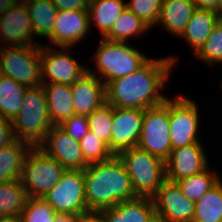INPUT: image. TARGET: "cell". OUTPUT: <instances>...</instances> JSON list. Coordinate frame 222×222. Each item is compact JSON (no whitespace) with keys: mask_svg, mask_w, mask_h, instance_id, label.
I'll return each mask as SVG.
<instances>
[{"mask_svg":"<svg viewBox=\"0 0 222 222\" xmlns=\"http://www.w3.org/2000/svg\"><path fill=\"white\" fill-rule=\"evenodd\" d=\"M144 109L113 106L111 153L118 156L122 151L137 147L143 126Z\"/></svg>","mask_w":222,"mask_h":222,"instance_id":"obj_14","label":"cell"},{"mask_svg":"<svg viewBox=\"0 0 222 222\" xmlns=\"http://www.w3.org/2000/svg\"><path fill=\"white\" fill-rule=\"evenodd\" d=\"M218 21L219 16L217 12L196 9L179 38L185 39V42L187 41L188 45L194 49L195 55L210 36L213 27Z\"/></svg>","mask_w":222,"mask_h":222,"instance_id":"obj_23","label":"cell"},{"mask_svg":"<svg viewBox=\"0 0 222 222\" xmlns=\"http://www.w3.org/2000/svg\"><path fill=\"white\" fill-rule=\"evenodd\" d=\"M47 109L53 125H61L75 115L71 86L59 83H42Z\"/></svg>","mask_w":222,"mask_h":222,"instance_id":"obj_20","label":"cell"},{"mask_svg":"<svg viewBox=\"0 0 222 222\" xmlns=\"http://www.w3.org/2000/svg\"><path fill=\"white\" fill-rule=\"evenodd\" d=\"M155 213L165 222H192L195 203L189 200L177 183L165 180L152 197Z\"/></svg>","mask_w":222,"mask_h":222,"instance_id":"obj_13","label":"cell"},{"mask_svg":"<svg viewBox=\"0 0 222 222\" xmlns=\"http://www.w3.org/2000/svg\"><path fill=\"white\" fill-rule=\"evenodd\" d=\"M197 104L186 96L169 98V123L172 150L200 142L197 134L199 116Z\"/></svg>","mask_w":222,"mask_h":222,"instance_id":"obj_10","label":"cell"},{"mask_svg":"<svg viewBox=\"0 0 222 222\" xmlns=\"http://www.w3.org/2000/svg\"><path fill=\"white\" fill-rule=\"evenodd\" d=\"M33 145L15 139L6 147L0 148V183L21 178L24 162Z\"/></svg>","mask_w":222,"mask_h":222,"instance_id":"obj_22","label":"cell"},{"mask_svg":"<svg viewBox=\"0 0 222 222\" xmlns=\"http://www.w3.org/2000/svg\"><path fill=\"white\" fill-rule=\"evenodd\" d=\"M34 32L26 3L15 2L0 16V42L5 47L41 45L33 41Z\"/></svg>","mask_w":222,"mask_h":222,"instance_id":"obj_15","label":"cell"},{"mask_svg":"<svg viewBox=\"0 0 222 222\" xmlns=\"http://www.w3.org/2000/svg\"><path fill=\"white\" fill-rule=\"evenodd\" d=\"M15 139L38 146L46 137L53 123L47 109L43 86L28 87L18 115L12 121Z\"/></svg>","mask_w":222,"mask_h":222,"instance_id":"obj_3","label":"cell"},{"mask_svg":"<svg viewBox=\"0 0 222 222\" xmlns=\"http://www.w3.org/2000/svg\"><path fill=\"white\" fill-rule=\"evenodd\" d=\"M219 22L222 24V17H219Z\"/></svg>","mask_w":222,"mask_h":222,"instance_id":"obj_48","label":"cell"},{"mask_svg":"<svg viewBox=\"0 0 222 222\" xmlns=\"http://www.w3.org/2000/svg\"><path fill=\"white\" fill-rule=\"evenodd\" d=\"M28 198L21 179L0 183V217L20 216Z\"/></svg>","mask_w":222,"mask_h":222,"instance_id":"obj_27","label":"cell"},{"mask_svg":"<svg viewBox=\"0 0 222 222\" xmlns=\"http://www.w3.org/2000/svg\"><path fill=\"white\" fill-rule=\"evenodd\" d=\"M80 222H105L99 212H89L81 215Z\"/></svg>","mask_w":222,"mask_h":222,"instance_id":"obj_41","label":"cell"},{"mask_svg":"<svg viewBox=\"0 0 222 222\" xmlns=\"http://www.w3.org/2000/svg\"><path fill=\"white\" fill-rule=\"evenodd\" d=\"M27 87L12 78L0 77V115L11 121L18 115Z\"/></svg>","mask_w":222,"mask_h":222,"instance_id":"obj_26","label":"cell"},{"mask_svg":"<svg viewBox=\"0 0 222 222\" xmlns=\"http://www.w3.org/2000/svg\"><path fill=\"white\" fill-rule=\"evenodd\" d=\"M105 222H149L155 215L152 198L137 196L99 211Z\"/></svg>","mask_w":222,"mask_h":222,"instance_id":"obj_19","label":"cell"},{"mask_svg":"<svg viewBox=\"0 0 222 222\" xmlns=\"http://www.w3.org/2000/svg\"><path fill=\"white\" fill-rule=\"evenodd\" d=\"M137 147L166 161L172 151L169 123V99L144 109L143 126Z\"/></svg>","mask_w":222,"mask_h":222,"instance_id":"obj_8","label":"cell"},{"mask_svg":"<svg viewBox=\"0 0 222 222\" xmlns=\"http://www.w3.org/2000/svg\"><path fill=\"white\" fill-rule=\"evenodd\" d=\"M15 2L16 0H0V16L11 8Z\"/></svg>","mask_w":222,"mask_h":222,"instance_id":"obj_42","label":"cell"},{"mask_svg":"<svg viewBox=\"0 0 222 222\" xmlns=\"http://www.w3.org/2000/svg\"><path fill=\"white\" fill-rule=\"evenodd\" d=\"M57 10H88L89 0H51Z\"/></svg>","mask_w":222,"mask_h":222,"instance_id":"obj_38","label":"cell"},{"mask_svg":"<svg viewBox=\"0 0 222 222\" xmlns=\"http://www.w3.org/2000/svg\"><path fill=\"white\" fill-rule=\"evenodd\" d=\"M79 143L84 160L88 165L106 161L113 156L108 145L91 132H89L86 137L82 138Z\"/></svg>","mask_w":222,"mask_h":222,"instance_id":"obj_33","label":"cell"},{"mask_svg":"<svg viewBox=\"0 0 222 222\" xmlns=\"http://www.w3.org/2000/svg\"><path fill=\"white\" fill-rule=\"evenodd\" d=\"M83 175L86 205L90 212H99L137 197L127 170L116 155L106 161L89 164Z\"/></svg>","mask_w":222,"mask_h":222,"instance_id":"obj_2","label":"cell"},{"mask_svg":"<svg viewBox=\"0 0 222 222\" xmlns=\"http://www.w3.org/2000/svg\"><path fill=\"white\" fill-rule=\"evenodd\" d=\"M2 76V68H1V63H0V77Z\"/></svg>","mask_w":222,"mask_h":222,"instance_id":"obj_47","label":"cell"},{"mask_svg":"<svg viewBox=\"0 0 222 222\" xmlns=\"http://www.w3.org/2000/svg\"><path fill=\"white\" fill-rule=\"evenodd\" d=\"M149 222H165L161 217L155 215Z\"/></svg>","mask_w":222,"mask_h":222,"instance_id":"obj_44","label":"cell"},{"mask_svg":"<svg viewBox=\"0 0 222 222\" xmlns=\"http://www.w3.org/2000/svg\"><path fill=\"white\" fill-rule=\"evenodd\" d=\"M220 0H192L196 9L217 11Z\"/></svg>","mask_w":222,"mask_h":222,"instance_id":"obj_39","label":"cell"},{"mask_svg":"<svg viewBox=\"0 0 222 222\" xmlns=\"http://www.w3.org/2000/svg\"><path fill=\"white\" fill-rule=\"evenodd\" d=\"M216 12L219 17H222V0L219 1L218 10Z\"/></svg>","mask_w":222,"mask_h":222,"instance_id":"obj_45","label":"cell"},{"mask_svg":"<svg viewBox=\"0 0 222 222\" xmlns=\"http://www.w3.org/2000/svg\"><path fill=\"white\" fill-rule=\"evenodd\" d=\"M192 222H222L221 180L195 202V215Z\"/></svg>","mask_w":222,"mask_h":222,"instance_id":"obj_28","label":"cell"},{"mask_svg":"<svg viewBox=\"0 0 222 222\" xmlns=\"http://www.w3.org/2000/svg\"><path fill=\"white\" fill-rule=\"evenodd\" d=\"M195 10L192 0H163L157 23L180 37Z\"/></svg>","mask_w":222,"mask_h":222,"instance_id":"obj_21","label":"cell"},{"mask_svg":"<svg viewBox=\"0 0 222 222\" xmlns=\"http://www.w3.org/2000/svg\"><path fill=\"white\" fill-rule=\"evenodd\" d=\"M59 48L58 50L41 45V80L42 83H59L71 86L88 71V67H84L71 55L69 56L71 47Z\"/></svg>","mask_w":222,"mask_h":222,"instance_id":"obj_11","label":"cell"},{"mask_svg":"<svg viewBox=\"0 0 222 222\" xmlns=\"http://www.w3.org/2000/svg\"><path fill=\"white\" fill-rule=\"evenodd\" d=\"M56 214L42 197H29L20 218L21 222H53Z\"/></svg>","mask_w":222,"mask_h":222,"instance_id":"obj_32","label":"cell"},{"mask_svg":"<svg viewBox=\"0 0 222 222\" xmlns=\"http://www.w3.org/2000/svg\"><path fill=\"white\" fill-rule=\"evenodd\" d=\"M95 52L94 61L98 69L93 72L88 68V71L97 77L100 74L105 85L116 78L133 73L149 59L127 42L112 41L103 37Z\"/></svg>","mask_w":222,"mask_h":222,"instance_id":"obj_4","label":"cell"},{"mask_svg":"<svg viewBox=\"0 0 222 222\" xmlns=\"http://www.w3.org/2000/svg\"><path fill=\"white\" fill-rule=\"evenodd\" d=\"M200 142L173 149L165 161V178L177 182L204 171L209 165Z\"/></svg>","mask_w":222,"mask_h":222,"instance_id":"obj_16","label":"cell"},{"mask_svg":"<svg viewBox=\"0 0 222 222\" xmlns=\"http://www.w3.org/2000/svg\"><path fill=\"white\" fill-rule=\"evenodd\" d=\"M80 215L57 213L53 222H80Z\"/></svg>","mask_w":222,"mask_h":222,"instance_id":"obj_40","label":"cell"},{"mask_svg":"<svg viewBox=\"0 0 222 222\" xmlns=\"http://www.w3.org/2000/svg\"><path fill=\"white\" fill-rule=\"evenodd\" d=\"M56 213L84 215L87 209L83 170H65L60 180L43 197Z\"/></svg>","mask_w":222,"mask_h":222,"instance_id":"obj_9","label":"cell"},{"mask_svg":"<svg viewBox=\"0 0 222 222\" xmlns=\"http://www.w3.org/2000/svg\"><path fill=\"white\" fill-rule=\"evenodd\" d=\"M31 25L35 36H52L57 8L51 0H30L26 2Z\"/></svg>","mask_w":222,"mask_h":222,"instance_id":"obj_25","label":"cell"},{"mask_svg":"<svg viewBox=\"0 0 222 222\" xmlns=\"http://www.w3.org/2000/svg\"><path fill=\"white\" fill-rule=\"evenodd\" d=\"M90 28L88 10H58L50 41L56 47H72ZM75 44V45H74Z\"/></svg>","mask_w":222,"mask_h":222,"instance_id":"obj_17","label":"cell"},{"mask_svg":"<svg viewBox=\"0 0 222 222\" xmlns=\"http://www.w3.org/2000/svg\"><path fill=\"white\" fill-rule=\"evenodd\" d=\"M14 140L12 121L0 115V148L8 146Z\"/></svg>","mask_w":222,"mask_h":222,"instance_id":"obj_37","label":"cell"},{"mask_svg":"<svg viewBox=\"0 0 222 222\" xmlns=\"http://www.w3.org/2000/svg\"><path fill=\"white\" fill-rule=\"evenodd\" d=\"M195 55L209 65L222 63V24L219 21Z\"/></svg>","mask_w":222,"mask_h":222,"instance_id":"obj_34","label":"cell"},{"mask_svg":"<svg viewBox=\"0 0 222 222\" xmlns=\"http://www.w3.org/2000/svg\"><path fill=\"white\" fill-rule=\"evenodd\" d=\"M71 92L75 115H90L106 103V85L89 71L73 85Z\"/></svg>","mask_w":222,"mask_h":222,"instance_id":"obj_18","label":"cell"},{"mask_svg":"<svg viewBox=\"0 0 222 222\" xmlns=\"http://www.w3.org/2000/svg\"><path fill=\"white\" fill-rule=\"evenodd\" d=\"M150 29L142 20L127 8L117 17L103 38L112 41L127 42L133 36L141 35Z\"/></svg>","mask_w":222,"mask_h":222,"instance_id":"obj_29","label":"cell"},{"mask_svg":"<svg viewBox=\"0 0 222 222\" xmlns=\"http://www.w3.org/2000/svg\"><path fill=\"white\" fill-rule=\"evenodd\" d=\"M125 9L126 3L123 0H90L88 6L90 26L92 22L95 23L103 37Z\"/></svg>","mask_w":222,"mask_h":222,"instance_id":"obj_24","label":"cell"},{"mask_svg":"<svg viewBox=\"0 0 222 222\" xmlns=\"http://www.w3.org/2000/svg\"><path fill=\"white\" fill-rule=\"evenodd\" d=\"M0 222H21L20 216H4L0 217Z\"/></svg>","mask_w":222,"mask_h":222,"instance_id":"obj_43","label":"cell"},{"mask_svg":"<svg viewBox=\"0 0 222 222\" xmlns=\"http://www.w3.org/2000/svg\"><path fill=\"white\" fill-rule=\"evenodd\" d=\"M28 1H30V0H16V2H21V3H26Z\"/></svg>","mask_w":222,"mask_h":222,"instance_id":"obj_46","label":"cell"},{"mask_svg":"<svg viewBox=\"0 0 222 222\" xmlns=\"http://www.w3.org/2000/svg\"><path fill=\"white\" fill-rule=\"evenodd\" d=\"M38 147L66 170H84L88 166L79 141L73 139L60 125H53Z\"/></svg>","mask_w":222,"mask_h":222,"instance_id":"obj_12","label":"cell"},{"mask_svg":"<svg viewBox=\"0 0 222 222\" xmlns=\"http://www.w3.org/2000/svg\"><path fill=\"white\" fill-rule=\"evenodd\" d=\"M89 131L106 143L111 152L113 106L105 103L87 116Z\"/></svg>","mask_w":222,"mask_h":222,"instance_id":"obj_31","label":"cell"},{"mask_svg":"<svg viewBox=\"0 0 222 222\" xmlns=\"http://www.w3.org/2000/svg\"><path fill=\"white\" fill-rule=\"evenodd\" d=\"M163 0H131L126 8L139 17L149 28L157 25Z\"/></svg>","mask_w":222,"mask_h":222,"instance_id":"obj_35","label":"cell"},{"mask_svg":"<svg viewBox=\"0 0 222 222\" xmlns=\"http://www.w3.org/2000/svg\"><path fill=\"white\" fill-rule=\"evenodd\" d=\"M2 75L22 85L38 87L41 80V45L0 47Z\"/></svg>","mask_w":222,"mask_h":222,"instance_id":"obj_6","label":"cell"},{"mask_svg":"<svg viewBox=\"0 0 222 222\" xmlns=\"http://www.w3.org/2000/svg\"><path fill=\"white\" fill-rule=\"evenodd\" d=\"M177 59L174 56L149 58L133 73L106 85V103L115 107L146 109L163 104L168 98L160 93L166 86Z\"/></svg>","mask_w":222,"mask_h":222,"instance_id":"obj_1","label":"cell"},{"mask_svg":"<svg viewBox=\"0 0 222 222\" xmlns=\"http://www.w3.org/2000/svg\"><path fill=\"white\" fill-rule=\"evenodd\" d=\"M122 160L136 196L152 198L165 178V161L138 147L122 151Z\"/></svg>","mask_w":222,"mask_h":222,"instance_id":"obj_5","label":"cell"},{"mask_svg":"<svg viewBox=\"0 0 222 222\" xmlns=\"http://www.w3.org/2000/svg\"><path fill=\"white\" fill-rule=\"evenodd\" d=\"M220 177L212 172L209 166L202 172L178 180L176 183L182 193L192 202H197L207 191L211 189Z\"/></svg>","mask_w":222,"mask_h":222,"instance_id":"obj_30","label":"cell"},{"mask_svg":"<svg viewBox=\"0 0 222 222\" xmlns=\"http://www.w3.org/2000/svg\"><path fill=\"white\" fill-rule=\"evenodd\" d=\"M65 170L38 146H33L24 162L20 179L29 197H43L60 180Z\"/></svg>","mask_w":222,"mask_h":222,"instance_id":"obj_7","label":"cell"},{"mask_svg":"<svg viewBox=\"0 0 222 222\" xmlns=\"http://www.w3.org/2000/svg\"><path fill=\"white\" fill-rule=\"evenodd\" d=\"M86 115H73L60 126L75 140L80 141L86 137L89 131Z\"/></svg>","mask_w":222,"mask_h":222,"instance_id":"obj_36","label":"cell"}]
</instances>
